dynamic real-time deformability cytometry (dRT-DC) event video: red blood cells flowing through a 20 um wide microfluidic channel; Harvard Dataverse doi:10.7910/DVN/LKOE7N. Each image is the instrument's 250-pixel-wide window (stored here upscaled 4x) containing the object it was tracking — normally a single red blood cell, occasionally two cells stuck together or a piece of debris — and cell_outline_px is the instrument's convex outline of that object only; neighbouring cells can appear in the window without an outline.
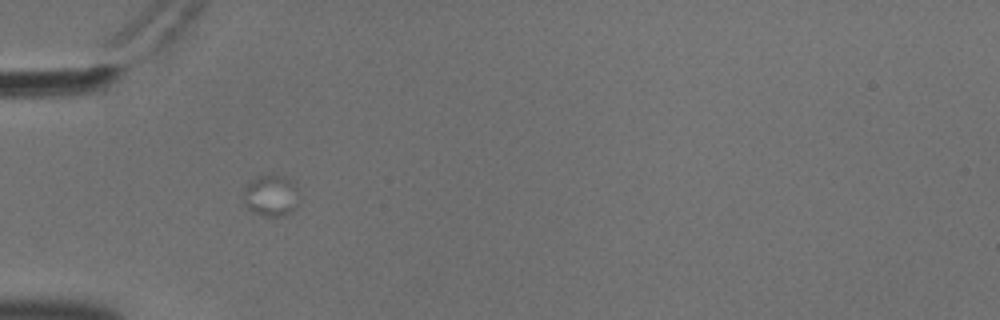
{"species": "common noctule bat (a hibernating species)", "species_latin": "Nyctalus noctula", "temperature_condition": "cold", "stored_images_in_passage": 11, "camera_frame_rate_fps": 3000, "um_per_image_px": 0.085, "animal": {"sex": "male", "body_mass_g": 18.8}, "frame": {"image": 1, "passage_image": 1, "time_ms": 0.0, "image_size_px": [1000, 320], "cell_outline_px": [[300, 204], [296, 208], [280, 216], [264, 216], [248, 208], [244, 204], [244, 188], [248, 180], [256, 176], [288, 176], [296, 180], [300, 196]], "centroid_in_image_um": [23.1, 16.59], "position_along_channel_um": 61.9, "area_um2": 13.87}}
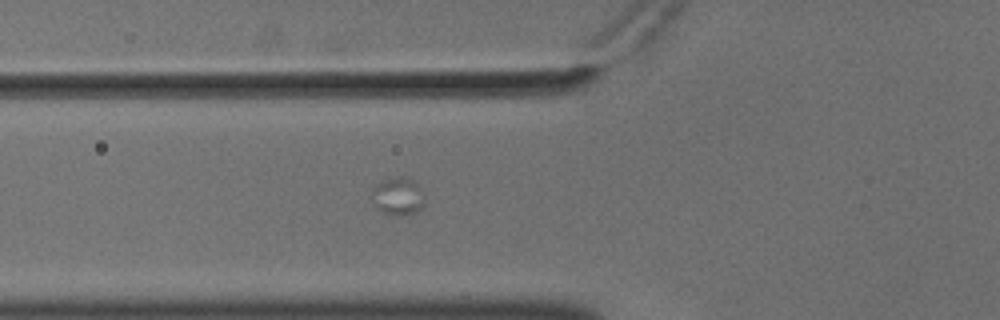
{"frame": {"image": 2, "passage_image": 4, "time_ms": 1.0, "image_size_px": [1000, 320], "cell_outline_px": [[424, 204], [416, 212], [404, 216], [400, 216], [384, 212], [376, 208], [372, 192], [372, 188], [376, 184], [384, 180], [396, 176], [408, 176], [420, 188], [424, 196]], "centroid_in_image_um": [33.84, 16.67], "position_along_channel_um": 92.0, "area_um2": 11.56}}